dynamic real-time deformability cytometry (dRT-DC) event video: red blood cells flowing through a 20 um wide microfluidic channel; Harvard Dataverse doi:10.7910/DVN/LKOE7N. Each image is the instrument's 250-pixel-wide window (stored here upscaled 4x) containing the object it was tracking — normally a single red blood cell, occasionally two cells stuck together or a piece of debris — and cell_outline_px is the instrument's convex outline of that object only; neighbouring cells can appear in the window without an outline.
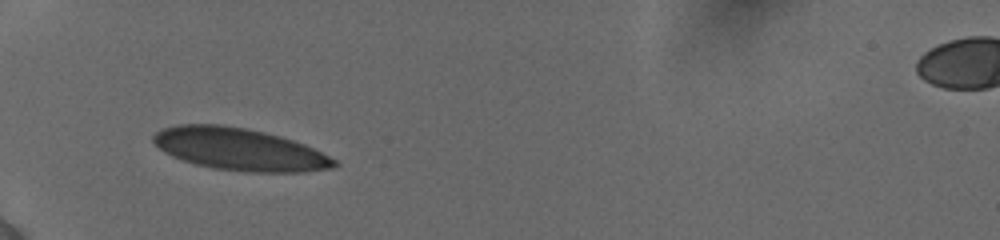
{"species": "human", "species_latin": "Homo sapiens", "temperature_condition": "cold", "stored_images_in_passage": 50, "camera_frame_rate_fps": 3000, "um_per_image_px": 0.085, "donor": {"sex": "female"}, "frame": {"image": 1, "passage_image": 1, "time_ms": 0.0, "image_size_px": [1000, 240], "cell_outline_px": [[340, 164], [336, 168], [304, 172], [244, 172], [212, 168], [196, 164], [172, 156], [164, 152], [152, 140], [152, 136], [160, 128], [176, 124], [220, 124], [248, 128], [280, 136], [304, 144], [336, 160]], "centroid_in_image_um": [20.35, 12.69], "position_along_channel_um": 64.6, "area_um2": 44.74}}
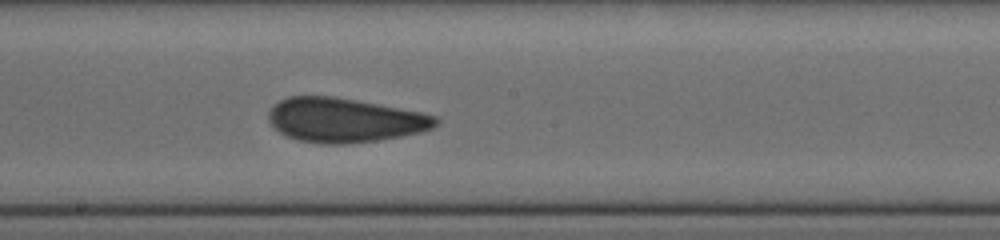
{"frame": {"image": 2, "passage_image": 19, "time_ms": 4.333, "image_size_px": [1000, 240], "cell_outline_px": [[440, 120], [432, 128], [420, 132], [400, 136], [376, 140], [344, 144], [320, 144], [296, 140], [280, 132], [268, 120], [268, 112], [280, 100], [288, 96], [332, 96], [356, 100], [420, 112], [436, 116]], "centroid_in_image_um": [29.27, 10.21], "position_along_channel_um": 218.9, "area_um2": 42.83}}
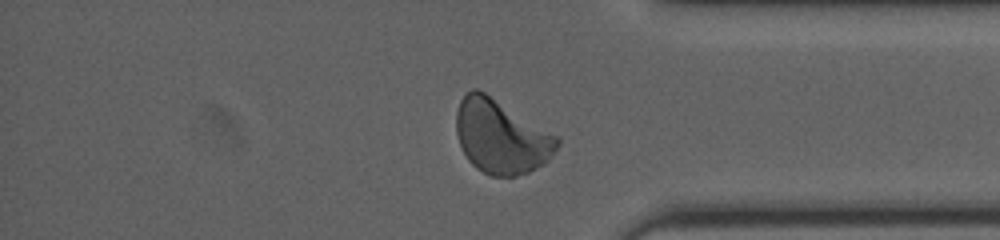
{"frame": {"image": 3, "passage_image": 39, "time_ms": 9.0, "image_size_px": [1000, 240], "cell_outline_px": [[560, 144], [548, 160], [544, 164], [528, 172], [516, 176], [492, 176], [476, 168], [468, 160], [460, 144], [456, 132], [456, 112], [460, 100], [472, 88], [476, 88], [484, 92], [560, 136]], "centroid_in_image_um": [42.61, 11.61], "position_along_channel_um": 392.6, "area_um2": 43.47}, "authors_computed_cell_mechanics": {"area_um2": 42.2518, "velocity_mm_per_s": 3.8601, "shape_relaxation_time_tau1_ms": 6.3856, "shape_relaxation_time_tau2_ms": 0.6069, "deformation_change_tau1": 0.1262, "deformation_change_tau2": 0.0512}}